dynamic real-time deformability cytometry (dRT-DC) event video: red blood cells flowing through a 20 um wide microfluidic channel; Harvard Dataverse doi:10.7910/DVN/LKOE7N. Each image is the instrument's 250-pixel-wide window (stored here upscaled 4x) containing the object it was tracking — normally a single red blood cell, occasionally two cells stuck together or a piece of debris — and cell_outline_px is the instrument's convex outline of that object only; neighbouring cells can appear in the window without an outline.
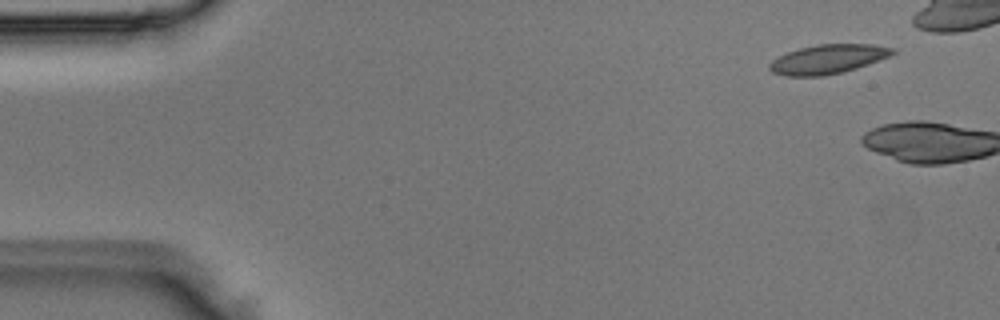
{"species": "Egyptian fruit bat (a non-hibernating species)", "species_latin": "Rousettus aegyptiacus", "temperature_condition": "room temperature", "stored_images_in_passage": 6, "camera_frame_rate_fps": 3000, "um_per_image_px": 0.085, "animal": {"sex": "male"}, "frame": {"image": 1, "passage_image": 1, "time_ms": 0.0, "image_size_px": [1000, 320], "cell_outline_px": [[896, 52], [880, 60], [856, 68], [824, 76], [784, 76], [772, 72], [768, 68], [768, 64], [772, 60], [788, 52], [800, 48], [816, 44], [876, 44], [896, 48]], "centroid_in_image_um": [70.38, 5.02], "position_along_channel_um": 14.6, "area_um2": 20.98}}